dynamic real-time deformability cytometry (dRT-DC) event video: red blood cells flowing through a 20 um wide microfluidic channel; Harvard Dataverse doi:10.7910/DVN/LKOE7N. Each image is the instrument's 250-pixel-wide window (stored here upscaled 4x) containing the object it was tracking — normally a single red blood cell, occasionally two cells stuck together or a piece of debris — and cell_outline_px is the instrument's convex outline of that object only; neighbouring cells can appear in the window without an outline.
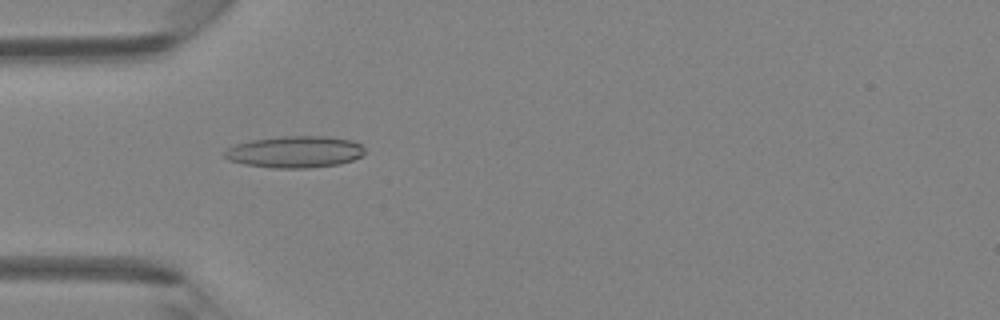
{"species": "Egyptian fruit bat (a non-hibernating species)", "species_latin": "Rousettus aegyptiacus", "temperature_condition": "room temperature", "stored_images_in_passage": 44, "camera_frame_rate_fps": 3000, "um_per_image_px": 0.085, "animal": {"sex": "female"}, "frame": {"image": 1, "passage_image": 11, "time_ms": 3.333, "image_size_px": [1000, 320], "cell_outline_px": [[364, 152], [360, 156], [352, 160], [340, 164], [308, 168], [272, 168], [244, 164], [228, 160], [224, 156], [224, 152], [228, 148], [236, 144], [252, 140], [276, 136], [328, 136], [352, 140], [360, 144], [364, 148]], "centroid_in_image_um": [25.06, 12.9], "position_along_channel_um": 59.9, "area_um2": 26.01}}
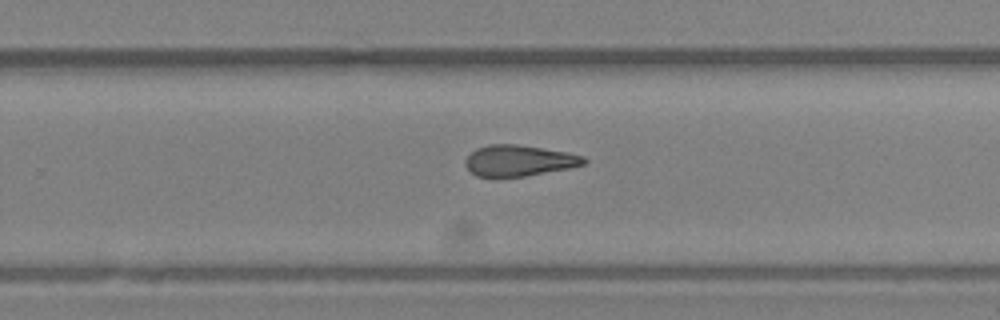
{"frame": {"image": 2, "passage_image": 27, "time_ms": 8.667, "image_size_px": [1000, 320], "cell_outline_px": [[588, 160], [584, 164], [572, 168], [524, 176], [476, 176], [464, 164], [464, 160], [476, 148], [488, 144], [516, 144], [564, 152], [584, 156]], "centroid_in_image_um": [44.11, 13.65], "position_along_channel_um": 285.7, "area_um2": 21.21}}
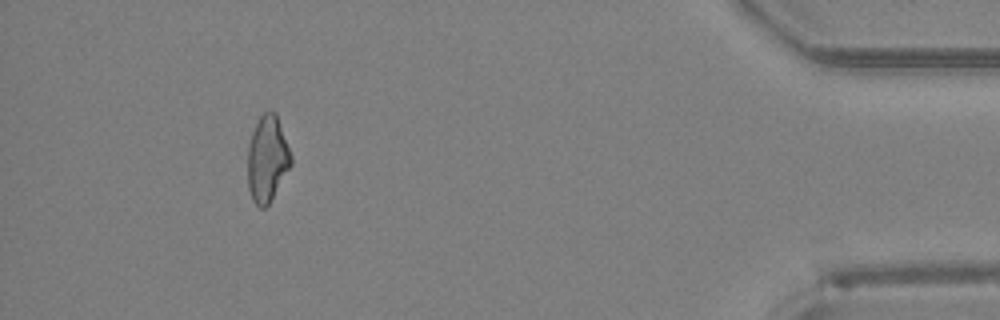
{"frame": {"image": 3, "passage_image": 40, "time_ms": 13.0, "image_size_px": [1000, 320], "cell_outline_px": [[292, 164], [268, 204], [264, 208], [260, 208], [252, 200], [248, 188], [248, 144], [252, 132], [260, 116], [264, 112], [276, 112], [292, 156]], "centroid_in_image_um": [22.71, 13.5], "position_along_channel_um": 412.5, "area_um2": 21.62}, "authors_computed_cell_mechanics": {"area_um2": 22.2241, "velocity_mm_per_s": 4.2988, "shape_relaxation_time_tau1_ms": null, "shape_relaxation_time_tau2_ms": 4.1988, "deformation_change_tau1": null, "deformation_change_tau2": 0.1429}}